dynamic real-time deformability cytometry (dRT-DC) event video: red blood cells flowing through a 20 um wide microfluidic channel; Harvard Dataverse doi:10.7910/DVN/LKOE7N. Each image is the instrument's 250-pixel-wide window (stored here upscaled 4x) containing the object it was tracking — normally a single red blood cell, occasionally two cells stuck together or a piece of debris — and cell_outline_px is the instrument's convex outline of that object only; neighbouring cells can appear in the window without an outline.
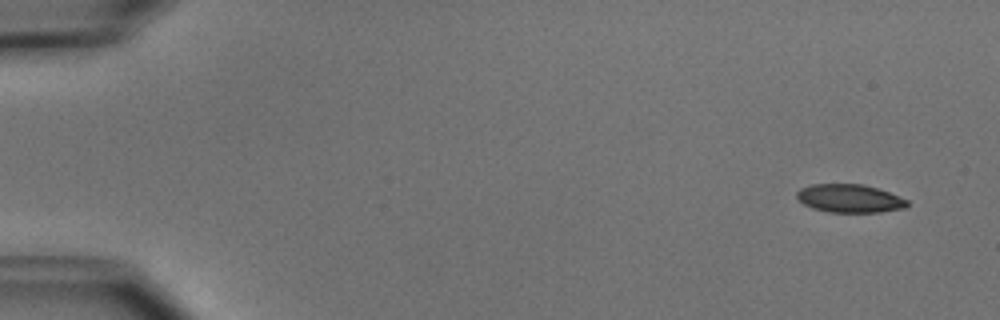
{"species": "common noctule bat (a hibernating species)", "species_latin": "Nyctalus noctula", "temperature_condition": "cold", "stored_images_in_passage": 6, "camera_frame_rate_fps": 3000, "um_per_image_px": 0.085, "animal": {"sex": "male", "body_mass_g": 15.6}, "frame": {"image": 1, "passage_image": 1, "time_ms": 0.0, "image_size_px": [1000, 320], "cell_outline_px": [[908, 204], [904, 208], [880, 212], [828, 212], [812, 208], [804, 204], [796, 196], [796, 192], [800, 188], [812, 184], [864, 184], [888, 192], [908, 200]], "centroid_in_image_um": [72.19, 16.86], "position_along_channel_um": 12.8, "area_um2": 18.09}}
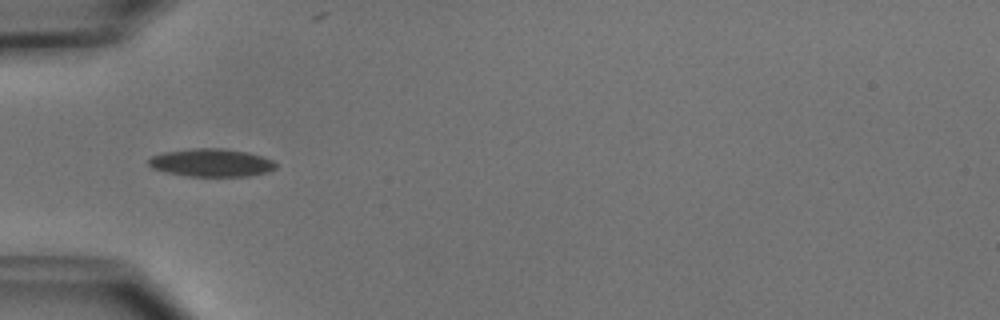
{"frame": {"image": 2, "passage_image": 4, "time_ms": 4.667, "image_size_px": [1000, 320], "cell_outline_px": [[276, 168], [268, 172], [248, 176], [188, 176], [168, 172], [152, 168], [148, 164], [148, 160], [152, 156], [164, 152], [192, 148], [224, 148], [248, 152], [272, 160], [276, 164]], "centroid_in_image_um": [17.97, 13.82], "position_along_channel_um": 67.0, "area_um2": 20.63}}
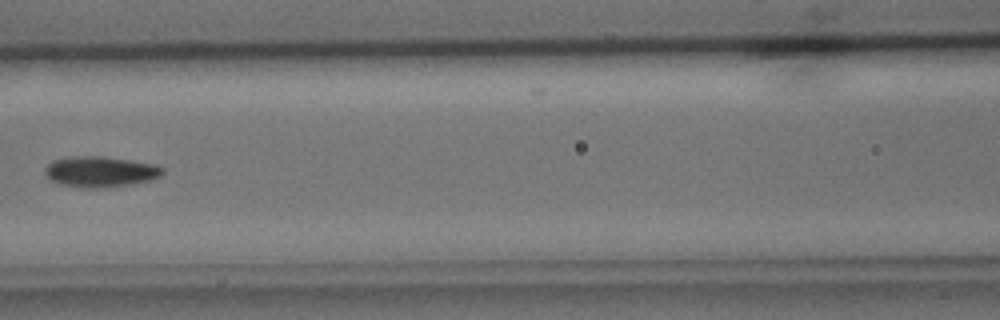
{"frame": {"image": 3, "passage_image": 6, "time_ms": 7.0, "image_size_px": [1000, 320], "cell_outline_px": [[164, 172], [160, 176], [152, 180], [132, 184], [104, 188], [80, 188], [60, 184], [48, 180], [44, 172], [44, 168], [52, 160], [72, 156], [104, 156], [156, 164], [164, 168]], "centroid_in_image_um": [8.51, 14.6], "position_along_channel_um": 158.1, "area_um2": 21.5}}